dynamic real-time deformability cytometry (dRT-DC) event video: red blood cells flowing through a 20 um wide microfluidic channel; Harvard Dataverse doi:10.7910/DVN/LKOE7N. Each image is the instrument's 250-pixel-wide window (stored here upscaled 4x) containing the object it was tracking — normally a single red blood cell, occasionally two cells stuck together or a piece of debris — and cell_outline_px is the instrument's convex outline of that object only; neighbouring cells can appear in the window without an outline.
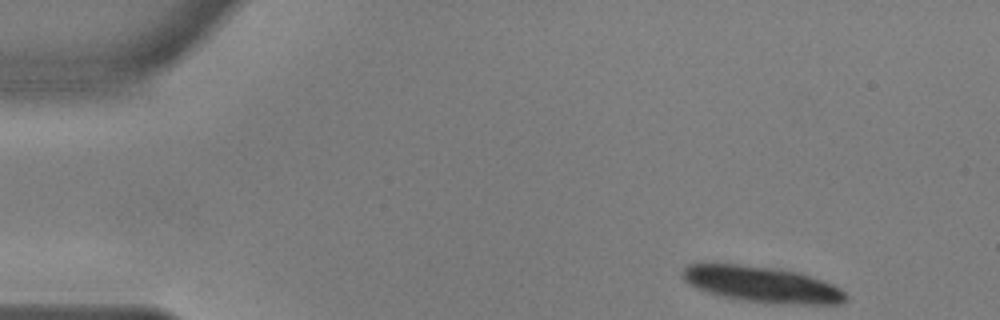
{"species": "common noctule bat (a hibernating species)", "species_latin": "Nyctalus noctula", "temperature_condition": "warm", "stored_images_in_passage": 18, "segment_of_instrument_passage": [1, 2], "camera_frame_rate_fps": 3000, "um_per_image_px": 0.085, "animal": {"sex": "male", "body_mass_g": 17.9, "forearm_length_mm": 54.2}, "frame": {"image": 1, "passage_image": 1, "time_ms": 0.0, "image_size_px": [1000, 320], "cell_outline_px": [[848, 300], [840, 304], [772, 304], [744, 300], [720, 296], [696, 288], [684, 280], [680, 276], [680, 272], [688, 264], [740, 264], [780, 268], [800, 272], [832, 284], [840, 288], [848, 296]], "centroid_in_image_um": [64.78, 24.17], "position_along_channel_um": 20.2, "area_um2": 34.62}}